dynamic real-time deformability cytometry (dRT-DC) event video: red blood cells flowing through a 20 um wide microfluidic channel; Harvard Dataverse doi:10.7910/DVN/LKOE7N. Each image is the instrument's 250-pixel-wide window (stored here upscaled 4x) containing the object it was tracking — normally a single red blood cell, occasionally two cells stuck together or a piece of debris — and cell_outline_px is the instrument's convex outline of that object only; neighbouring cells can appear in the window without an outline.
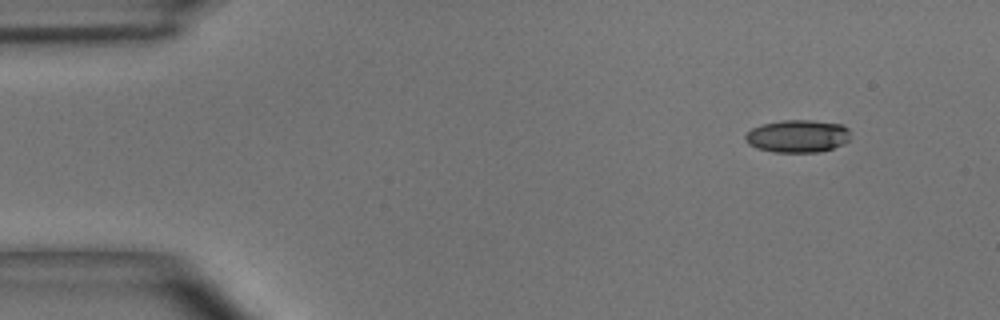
{"species": "common noctule bat (a hibernating species)", "species_latin": "Nyctalus noctula", "temperature_condition": "room temperature", "stored_images_in_passage": 46, "camera_frame_rate_fps": 3000, "um_per_image_px": 0.085, "animal": {"sex": "male", "body_mass_g": 15.6}, "frame": {"image": 1, "passage_image": 1, "time_ms": 0.0, "image_size_px": [1000, 320], "cell_outline_px": [[848, 140], [844, 144], [820, 152], [772, 152], [756, 148], [748, 144], [744, 140], [744, 136], [752, 128], [760, 124], [780, 120], [812, 120], [844, 124], [848, 128]], "centroid_in_image_um": [67.77, 11.56], "position_along_channel_um": 17.2, "area_um2": 20.23}}
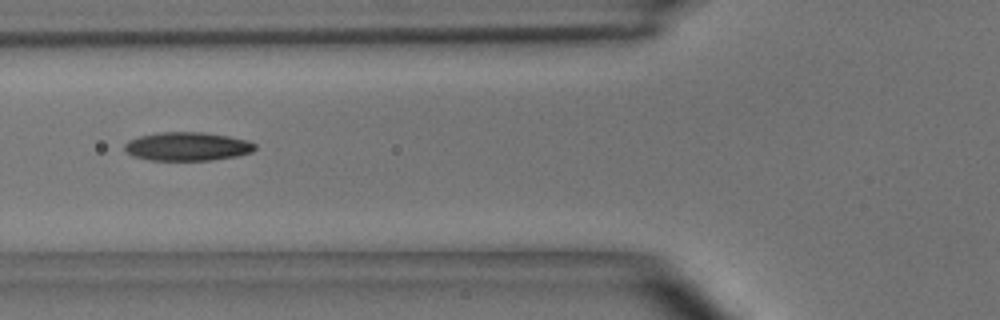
{"frame": {"image": 2, "passage_image": 15, "time_ms": 4.667, "image_size_px": [1000, 320], "cell_outline_px": [[256, 148], [252, 152], [236, 156], [212, 160], [152, 160], [132, 156], [124, 152], [124, 144], [128, 140], [140, 136], [156, 132], [204, 132], [228, 136], [248, 140], [256, 144]], "centroid_in_image_um": [15.9, 12.44], "position_along_channel_um": 109.9, "area_um2": 21.91}}
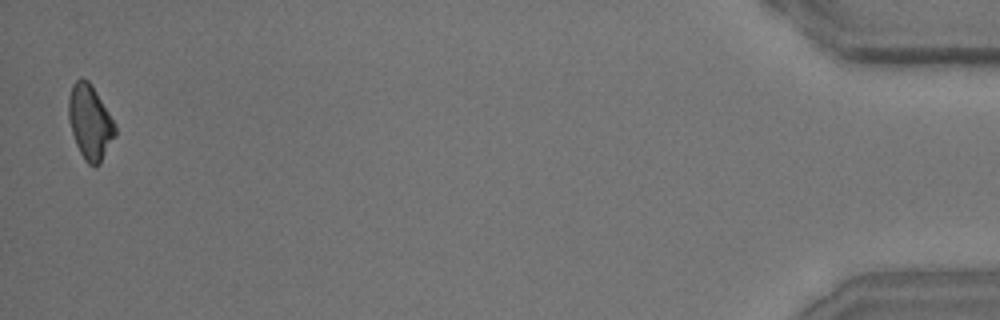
{"frame": {"image": 3, "passage_image": 46, "time_ms": 15.0, "image_size_px": [1000, 320], "cell_outline_px": [[116, 136], [100, 164], [88, 164], [84, 160], [76, 144], [68, 120], [68, 96], [72, 84], [76, 80], [88, 80], [96, 92], [116, 124]], "centroid_in_image_um": [7.65, 10.4], "position_along_channel_um": 427.5, "area_um2": 20.17}, "authors_computed_cell_mechanics": {"area_um2": 20.8369, "velocity_mm_per_s": 3.9381, "shape_relaxation_time_tau1_ms": 6.0544, "shape_relaxation_time_tau2_ms": 4.6606, "deformation_change_tau1": 0.1672, "deformation_change_tau2": 0.1294}}